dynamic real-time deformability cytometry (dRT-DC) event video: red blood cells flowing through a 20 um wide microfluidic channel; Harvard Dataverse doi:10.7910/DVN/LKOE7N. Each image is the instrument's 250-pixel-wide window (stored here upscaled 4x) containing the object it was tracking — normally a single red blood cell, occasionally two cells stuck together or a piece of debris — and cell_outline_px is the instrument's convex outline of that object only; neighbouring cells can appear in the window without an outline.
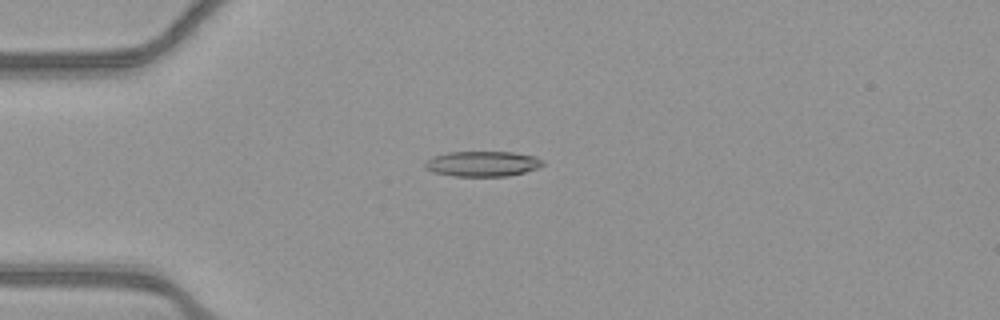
{"species": "common noctule bat (a hibernating species)", "species_latin": "Nyctalus noctula", "temperature_condition": "warm", "stored_images_in_passage": 53, "camera_frame_rate_fps": 3000, "um_per_image_px": 0.085, "animal": {"sex": "female", "body_mass_g": 21.9}, "frame": {"image": 1, "passage_image": 14, "time_ms": 4.333, "image_size_px": [1000, 320], "cell_outline_px": [[544, 164], [536, 168], [524, 172], [508, 176], [452, 176], [432, 172], [424, 168], [424, 164], [432, 156], [448, 152], [512, 152], [536, 156], [544, 160]], "centroid_in_image_um": [40.99, 13.92], "position_along_channel_um": 44.0, "area_um2": 17.46}}
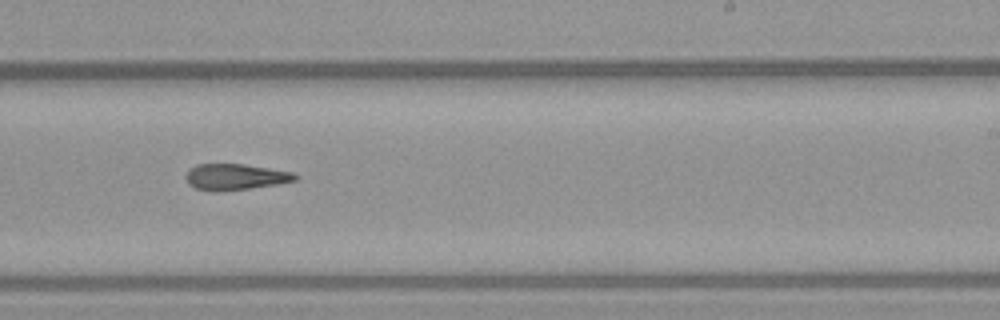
{"frame": {"image": 2, "passage_image": 33, "time_ms": 10.667, "image_size_px": [1000, 320], "cell_outline_px": [[300, 176], [296, 180], [276, 184], [248, 188], [196, 188], [188, 184], [184, 176], [196, 164], [244, 164], [292, 172]], "centroid_in_image_um": [20.05, 14.98], "position_along_channel_um": 269.0, "area_um2": 15.72}}
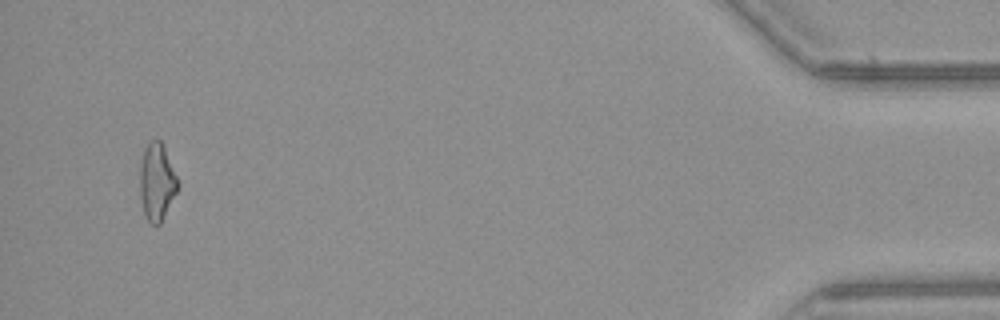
{"frame": {"image": 3, "passage_image": 51, "time_ms": 16.667, "image_size_px": [1000, 320], "cell_outline_px": [[180, 184], [160, 224], [152, 224], [144, 216], [140, 200], [140, 164], [144, 148], [152, 140], [160, 140], [164, 144]], "centroid_in_image_um": [13.33, 15.45], "position_along_channel_um": 421.9, "area_um2": 17.17}, "authors_computed_cell_mechanics": {"area_um2": 17.2822, "velocity_mm_per_s": 3.917, "shape_relaxation_time_tau1_ms": null, "shape_relaxation_time_tau2_ms": 6.5947, "deformation_change_tau1": null, "deformation_change_tau2": 0.1837}}